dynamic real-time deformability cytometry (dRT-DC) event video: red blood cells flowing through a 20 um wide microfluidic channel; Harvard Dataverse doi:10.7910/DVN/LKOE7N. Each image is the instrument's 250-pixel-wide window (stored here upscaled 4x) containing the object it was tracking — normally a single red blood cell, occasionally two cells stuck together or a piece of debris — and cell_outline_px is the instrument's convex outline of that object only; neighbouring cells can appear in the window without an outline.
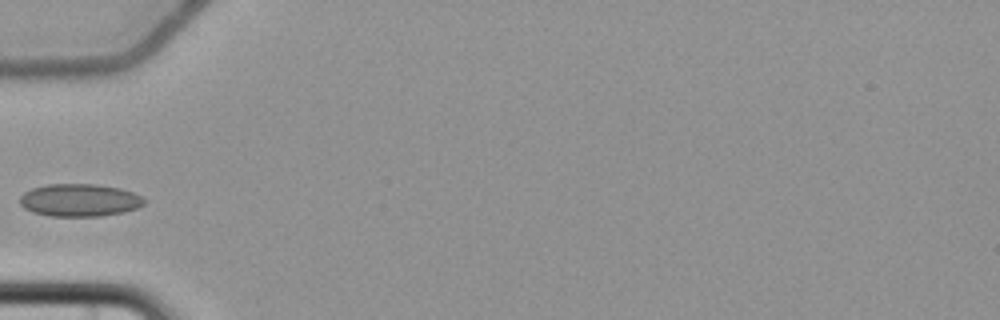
{"species": "common noctule bat (a hibernating species)", "species_latin": "Nyctalus noctula", "temperature_condition": "cold", "stored_images_in_passage": 5, "camera_frame_rate_fps": 3000, "um_per_image_px": 0.085, "animal": {"sex": "female", "body_mass_g": 22.7, "forearm_length_mm": 54.2}, "frame": {"image": 1, "passage_image": 5, "time_ms": 5.667, "image_size_px": [1000, 320], "cell_outline_px": [[144, 204], [140, 208], [124, 212], [100, 216], [48, 216], [32, 212], [24, 208], [20, 204], [20, 196], [24, 192], [32, 188], [48, 184], [96, 184], [120, 188], [132, 192], [140, 196], [144, 200]], "centroid_in_image_um": [6.75, 17.02], "position_along_channel_um": 78.2, "area_um2": 23.76}}